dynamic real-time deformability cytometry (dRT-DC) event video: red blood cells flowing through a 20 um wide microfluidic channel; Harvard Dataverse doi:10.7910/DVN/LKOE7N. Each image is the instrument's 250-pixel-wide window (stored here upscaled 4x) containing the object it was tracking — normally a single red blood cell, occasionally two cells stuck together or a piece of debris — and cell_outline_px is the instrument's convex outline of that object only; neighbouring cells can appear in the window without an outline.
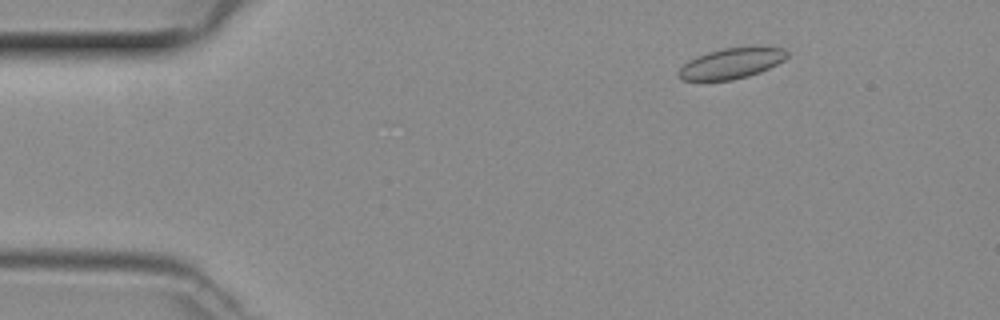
{"species": "common noctule bat (a hibernating species)", "species_latin": "Nyctalus noctula", "temperature_condition": "room temperature", "stored_images_in_passage": 43, "camera_frame_rate_fps": 3000, "um_per_image_px": 0.085, "animal": {"sex": "female", "body_mass_g": 29.2, "forearm_length_mm": 56.3}, "frame": {"image": 1, "passage_image": 6, "time_ms": 1.667, "image_size_px": [1000, 320], "cell_outline_px": [[788, 56], [784, 60], [760, 72], [748, 76], [732, 80], [680, 80], [676, 76], [676, 72], [688, 60], [696, 56], [708, 52], [724, 48], [756, 44], [784, 48], [788, 52]], "centroid_in_image_um": [62.19, 5.35], "position_along_channel_um": 22.8, "area_um2": 19.94}}
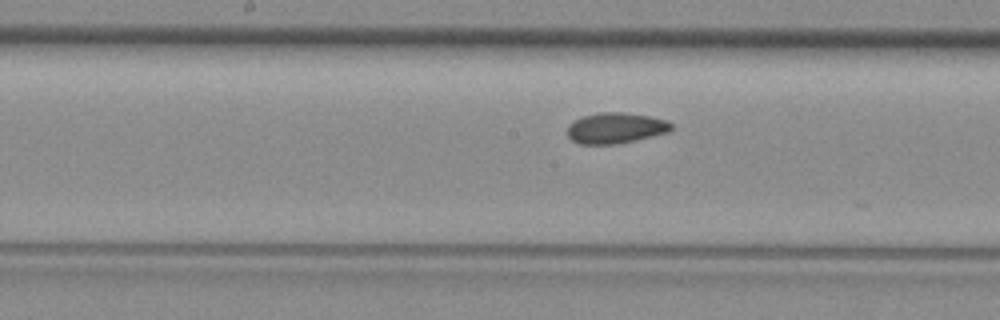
{"frame": {"image": 2, "passage_image": 24, "time_ms": 7.667, "image_size_px": [1000, 320], "cell_outline_px": [[672, 128], [668, 132], [652, 136], [612, 144], [580, 144], [572, 140], [568, 136], [568, 124], [572, 120], [584, 116], [600, 112], [620, 112], [648, 116], [668, 120], [672, 124]], "centroid_in_image_um": [52.3, 10.87], "position_along_channel_um": 195.9, "area_um2": 18.44}}
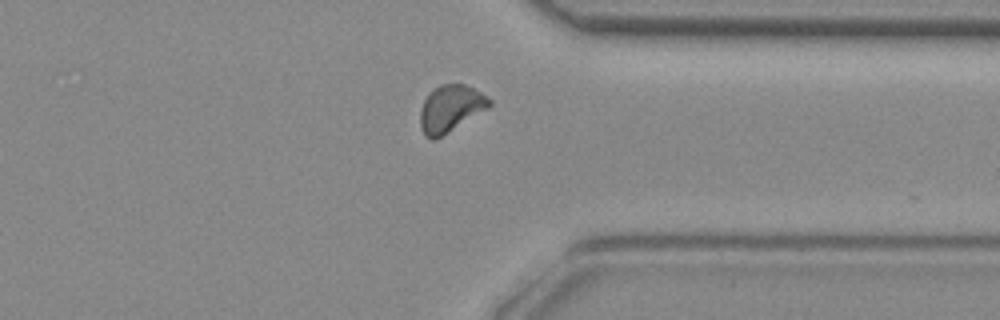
{"frame": {"image": 3, "passage_image": 37, "time_ms": 12.0, "image_size_px": [1000, 320], "cell_outline_px": [[492, 104], [488, 108], [440, 136], [432, 140], [424, 136], [420, 124], [420, 112], [424, 100], [428, 92], [440, 84], [464, 84], [480, 92], [492, 100]], "centroid_in_image_um": [38.27, 9.2], "position_along_channel_um": 373.1, "area_um2": 18.55}}